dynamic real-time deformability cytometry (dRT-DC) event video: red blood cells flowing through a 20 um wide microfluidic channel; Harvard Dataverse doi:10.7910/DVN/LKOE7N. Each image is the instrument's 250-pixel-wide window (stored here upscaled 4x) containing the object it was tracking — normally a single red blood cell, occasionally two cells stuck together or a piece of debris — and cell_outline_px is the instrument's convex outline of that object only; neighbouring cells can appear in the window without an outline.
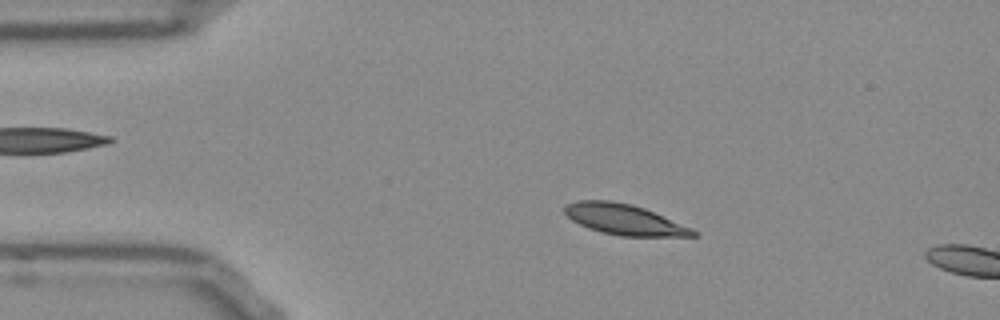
{"species": "Egyptian fruit bat (a non-hibernating species)", "species_latin": "Rousettus aegyptiacus", "temperature_condition": "room temperature", "stored_images_in_passage": 13, "camera_frame_rate_fps": 3000, "um_per_image_px": 0.085, "frame": {"image": 1, "passage_image": 10, "time_ms": 3.0, "image_size_px": [1000, 320], "cell_outline_px": [[696, 236], [620, 236], [588, 228], [572, 220], [564, 212], [564, 208], [568, 204], [580, 200], [608, 200], [632, 204], [644, 208], [692, 228], [696, 232]], "centroid_in_image_um": [53.06, 18.65], "position_along_channel_um": 31.9, "area_um2": 22.54}}